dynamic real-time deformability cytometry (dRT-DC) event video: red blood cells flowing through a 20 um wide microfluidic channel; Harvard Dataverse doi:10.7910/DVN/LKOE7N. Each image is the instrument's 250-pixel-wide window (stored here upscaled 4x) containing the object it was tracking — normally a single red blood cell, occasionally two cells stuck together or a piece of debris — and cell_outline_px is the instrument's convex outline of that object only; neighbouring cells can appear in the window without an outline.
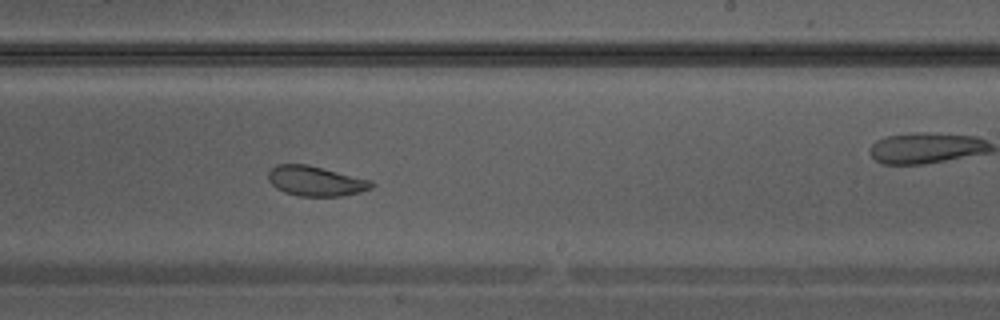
{"species": "Egyptian fruit bat (a non-hibernating species)", "species_latin": "Rousettus aegyptiacus", "temperature_condition": "warm", "stored_images_in_passage": 27, "camera_frame_rate_fps": 3000, "um_per_image_px": 0.085, "animal": {"sex": "male"}, "frame": {"image": 1, "passage_image": 12, "time_ms": 3.667, "image_size_px": [1000, 320], "cell_outline_px": [[372, 188], [360, 192], [340, 196], [300, 196], [284, 192], [276, 188], [268, 180], [268, 172], [276, 164], [308, 164], [372, 180]], "centroid_in_image_um": [26.82, 15.38], "position_along_channel_um": 262.2, "area_um2": 18.03}}